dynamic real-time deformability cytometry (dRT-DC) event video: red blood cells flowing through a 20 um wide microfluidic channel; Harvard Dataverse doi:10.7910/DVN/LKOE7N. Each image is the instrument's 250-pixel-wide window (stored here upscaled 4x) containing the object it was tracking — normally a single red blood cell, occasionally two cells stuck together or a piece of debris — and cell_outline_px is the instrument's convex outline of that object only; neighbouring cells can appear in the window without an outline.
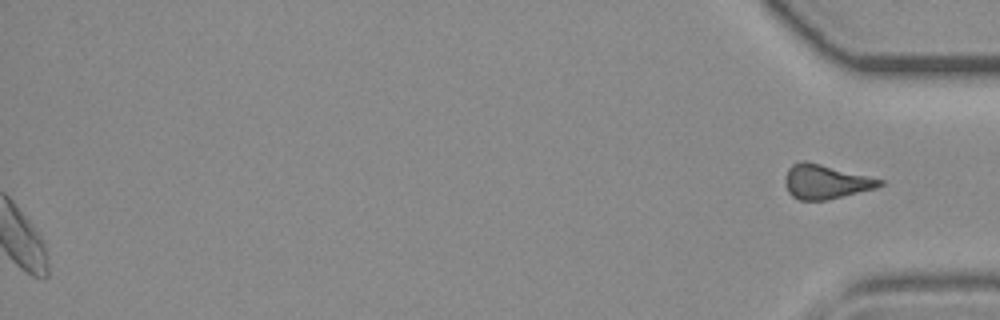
{"species": "common noctule bat (a hibernating species)", "species_latin": "Nyctalus noctula", "temperature_condition": "room temperature", "stored_images_in_passage": 44, "segment_of_instrument_passage": [2, 2], "camera_frame_rate_fps": 3000, "um_per_image_px": 0.085, "animal": {"sex": "female", "body_mass_g": 19.3, "forearm_length_mm": 54.1}, "frame": {"image": 1, "passage_image": 44, "time_ms": 14.333, "image_size_px": [1000, 320], "cell_outline_px": [[884, 184], [876, 188], [824, 200], [800, 200], [792, 196], [788, 192], [784, 184], [784, 176], [788, 168], [792, 164], [800, 160], [804, 160], [884, 180]], "centroid_in_image_um": [70.12, 15.44], "position_along_channel_um": 365.1, "area_um2": 18.79}}